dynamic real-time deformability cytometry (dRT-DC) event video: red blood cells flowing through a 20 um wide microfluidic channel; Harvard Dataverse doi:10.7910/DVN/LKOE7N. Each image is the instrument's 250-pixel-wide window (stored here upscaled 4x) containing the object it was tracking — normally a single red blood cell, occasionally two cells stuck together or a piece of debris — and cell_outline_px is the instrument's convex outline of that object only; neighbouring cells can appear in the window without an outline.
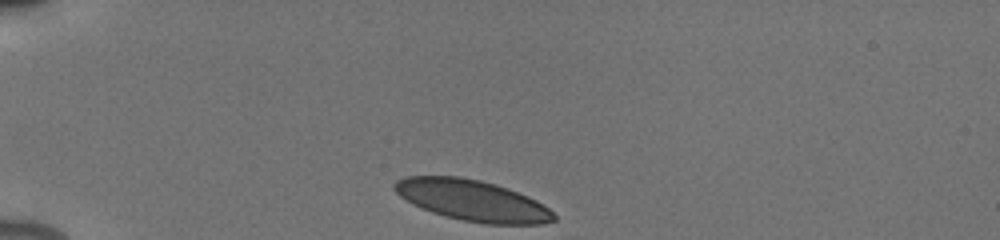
{"species": "human", "species_latin": "Homo sapiens", "temperature_condition": "cold", "stored_images_in_passage": 34, "camera_frame_rate_fps": 3000, "um_per_image_px": 0.085, "donor": {"sex": "male"}, "frame": {"image": 1, "passage_image": 1, "time_ms": 0.0, "image_size_px": [1000, 240], "cell_outline_px": [[556, 220], [544, 224], [484, 224], [464, 220], [432, 212], [412, 204], [400, 196], [392, 188], [392, 184], [396, 180], [404, 176], [460, 176], [480, 180], [496, 184], [508, 188], [528, 196], [536, 200], [548, 208], [556, 216]], "centroid_in_image_um": [40.14, 17.02], "position_along_channel_um": 44.9, "area_um2": 38.09}}
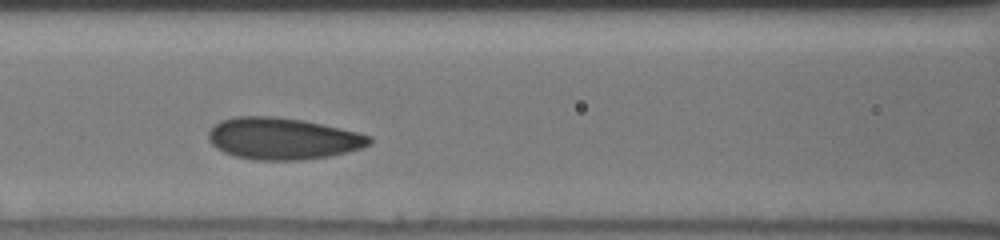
{"frame": {"image": 2, "passage_image": 12, "time_ms": 3.667, "image_size_px": [1000, 240], "cell_outline_px": [[372, 144], [360, 148], [328, 156], [300, 160], [256, 160], [236, 156], [224, 152], [216, 148], [208, 140], [208, 132], [220, 120], [236, 116], [272, 116], [304, 120], [360, 132], [372, 136]], "centroid_in_image_um": [24.04, 11.77], "position_along_channel_um": 142.6, "area_um2": 39.19}}
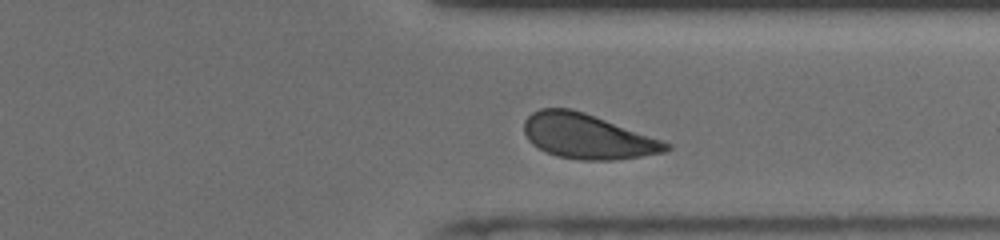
{"frame": {"image": 3, "passage_image": 29, "time_ms": 9.333, "image_size_px": [1000, 240], "cell_outline_px": [[672, 148], [664, 152], [616, 160], [584, 160], [556, 156], [544, 152], [532, 144], [528, 140], [524, 132], [524, 120], [532, 112], [540, 108], [572, 108], [584, 112], [664, 140], [672, 144]], "centroid_in_image_um": [49.93, 11.59], "position_along_channel_um": 361.5, "area_um2": 37.34}, "authors_computed_cell_mechanics": {"area_um2": 38.2925, "velocity_mm_per_s": 3.8615, "shape_relaxation_time_tau1_ms": 2.822, "shape_relaxation_time_tau2_ms": 1.4495, "deformation_change_tau1": 0.1014, "deformation_change_tau2": 0.05}}